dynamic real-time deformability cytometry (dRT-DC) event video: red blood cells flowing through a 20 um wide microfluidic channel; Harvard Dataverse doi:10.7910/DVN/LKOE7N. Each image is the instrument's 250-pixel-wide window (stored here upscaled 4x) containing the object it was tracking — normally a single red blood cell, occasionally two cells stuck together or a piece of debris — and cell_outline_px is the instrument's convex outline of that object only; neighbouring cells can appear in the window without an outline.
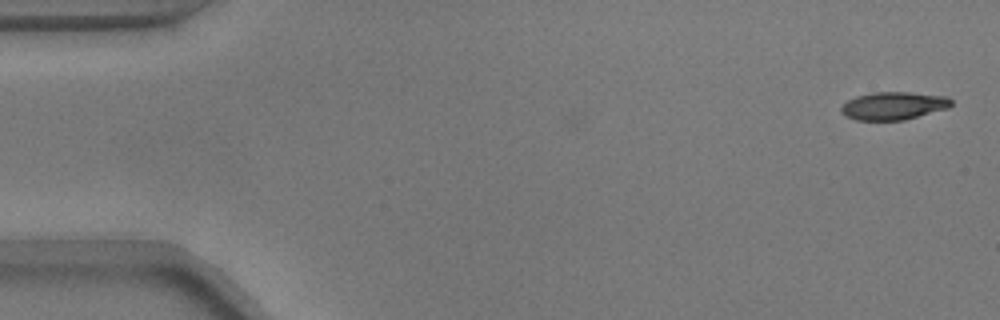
{"species": "common noctule bat (a hibernating species)", "species_latin": "Nyctalus noctula", "temperature_condition": "warm", "stored_images_in_passage": 3, "camera_frame_rate_fps": 3000, "um_per_image_px": 0.085, "animal": {"sex": "male", "body_mass_g": 17.9}, "frame": {"image": 1, "passage_image": 3, "time_ms": 0.667, "image_size_px": [1000, 320], "cell_outline_px": [[952, 104], [948, 108], [904, 120], [856, 120], [844, 116], [840, 112], [840, 108], [848, 100], [856, 96], [872, 92], [908, 92], [948, 96], [952, 100]], "centroid_in_image_um": [75.94, 8.99], "position_along_channel_um": 9.1, "area_um2": 17.98}}